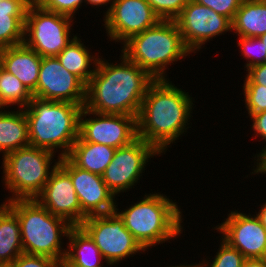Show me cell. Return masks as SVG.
<instances>
[{
    "label": "cell",
    "instance_id": "cell-19",
    "mask_svg": "<svg viewBox=\"0 0 266 267\" xmlns=\"http://www.w3.org/2000/svg\"><path fill=\"white\" fill-rule=\"evenodd\" d=\"M66 254L62 264L65 267H106L99 248L90 236L80 227L74 226L69 230Z\"/></svg>",
    "mask_w": 266,
    "mask_h": 267
},
{
    "label": "cell",
    "instance_id": "cell-36",
    "mask_svg": "<svg viewBox=\"0 0 266 267\" xmlns=\"http://www.w3.org/2000/svg\"><path fill=\"white\" fill-rule=\"evenodd\" d=\"M252 171L249 175H264L266 174V153L252 166Z\"/></svg>",
    "mask_w": 266,
    "mask_h": 267
},
{
    "label": "cell",
    "instance_id": "cell-37",
    "mask_svg": "<svg viewBox=\"0 0 266 267\" xmlns=\"http://www.w3.org/2000/svg\"><path fill=\"white\" fill-rule=\"evenodd\" d=\"M112 3H113V0H85V4L87 5H91L92 7H104V6H107L105 9H107V11H103L104 15H103V18L109 13L110 9H111V6H112ZM110 4V6H109ZM109 6V7H108Z\"/></svg>",
    "mask_w": 266,
    "mask_h": 267
},
{
    "label": "cell",
    "instance_id": "cell-33",
    "mask_svg": "<svg viewBox=\"0 0 266 267\" xmlns=\"http://www.w3.org/2000/svg\"><path fill=\"white\" fill-rule=\"evenodd\" d=\"M233 21L243 0H194Z\"/></svg>",
    "mask_w": 266,
    "mask_h": 267
},
{
    "label": "cell",
    "instance_id": "cell-38",
    "mask_svg": "<svg viewBox=\"0 0 266 267\" xmlns=\"http://www.w3.org/2000/svg\"><path fill=\"white\" fill-rule=\"evenodd\" d=\"M242 267H266V258L245 259Z\"/></svg>",
    "mask_w": 266,
    "mask_h": 267
},
{
    "label": "cell",
    "instance_id": "cell-30",
    "mask_svg": "<svg viewBox=\"0 0 266 267\" xmlns=\"http://www.w3.org/2000/svg\"><path fill=\"white\" fill-rule=\"evenodd\" d=\"M161 20H174L189 0H147Z\"/></svg>",
    "mask_w": 266,
    "mask_h": 267
},
{
    "label": "cell",
    "instance_id": "cell-1",
    "mask_svg": "<svg viewBox=\"0 0 266 267\" xmlns=\"http://www.w3.org/2000/svg\"><path fill=\"white\" fill-rule=\"evenodd\" d=\"M194 98L170 79L154 80L137 116V135L161 154L191 128ZM190 126V127H189Z\"/></svg>",
    "mask_w": 266,
    "mask_h": 267
},
{
    "label": "cell",
    "instance_id": "cell-39",
    "mask_svg": "<svg viewBox=\"0 0 266 267\" xmlns=\"http://www.w3.org/2000/svg\"><path fill=\"white\" fill-rule=\"evenodd\" d=\"M256 216L259 218L260 222L266 229V201L260 205V208H258V213L257 211L255 212Z\"/></svg>",
    "mask_w": 266,
    "mask_h": 267
},
{
    "label": "cell",
    "instance_id": "cell-9",
    "mask_svg": "<svg viewBox=\"0 0 266 267\" xmlns=\"http://www.w3.org/2000/svg\"><path fill=\"white\" fill-rule=\"evenodd\" d=\"M80 227L94 241L110 267L138 253H146L115 211L88 216Z\"/></svg>",
    "mask_w": 266,
    "mask_h": 267
},
{
    "label": "cell",
    "instance_id": "cell-32",
    "mask_svg": "<svg viewBox=\"0 0 266 267\" xmlns=\"http://www.w3.org/2000/svg\"><path fill=\"white\" fill-rule=\"evenodd\" d=\"M8 267H62V262L47 256L22 253Z\"/></svg>",
    "mask_w": 266,
    "mask_h": 267
},
{
    "label": "cell",
    "instance_id": "cell-8",
    "mask_svg": "<svg viewBox=\"0 0 266 267\" xmlns=\"http://www.w3.org/2000/svg\"><path fill=\"white\" fill-rule=\"evenodd\" d=\"M74 19L40 6H29L24 27V44L43 57H56L77 36L71 33ZM73 36H72V35Z\"/></svg>",
    "mask_w": 266,
    "mask_h": 267
},
{
    "label": "cell",
    "instance_id": "cell-43",
    "mask_svg": "<svg viewBox=\"0 0 266 267\" xmlns=\"http://www.w3.org/2000/svg\"><path fill=\"white\" fill-rule=\"evenodd\" d=\"M258 38L262 41V43H264V48H265V52H266V33L261 35Z\"/></svg>",
    "mask_w": 266,
    "mask_h": 267
},
{
    "label": "cell",
    "instance_id": "cell-23",
    "mask_svg": "<svg viewBox=\"0 0 266 267\" xmlns=\"http://www.w3.org/2000/svg\"><path fill=\"white\" fill-rule=\"evenodd\" d=\"M56 57L67 71L87 85L95 72L100 56L99 53L93 55L77 35Z\"/></svg>",
    "mask_w": 266,
    "mask_h": 267
},
{
    "label": "cell",
    "instance_id": "cell-25",
    "mask_svg": "<svg viewBox=\"0 0 266 267\" xmlns=\"http://www.w3.org/2000/svg\"><path fill=\"white\" fill-rule=\"evenodd\" d=\"M232 32L243 37L265 34L266 0H243L232 21Z\"/></svg>",
    "mask_w": 266,
    "mask_h": 267
},
{
    "label": "cell",
    "instance_id": "cell-22",
    "mask_svg": "<svg viewBox=\"0 0 266 267\" xmlns=\"http://www.w3.org/2000/svg\"><path fill=\"white\" fill-rule=\"evenodd\" d=\"M16 110V111H15ZM30 145L28 121L24 109H10L0 112V153L9 152Z\"/></svg>",
    "mask_w": 266,
    "mask_h": 267
},
{
    "label": "cell",
    "instance_id": "cell-42",
    "mask_svg": "<svg viewBox=\"0 0 266 267\" xmlns=\"http://www.w3.org/2000/svg\"><path fill=\"white\" fill-rule=\"evenodd\" d=\"M6 110H8V107L5 105V103L2 100L1 95H0V112L6 111Z\"/></svg>",
    "mask_w": 266,
    "mask_h": 267
},
{
    "label": "cell",
    "instance_id": "cell-3",
    "mask_svg": "<svg viewBox=\"0 0 266 267\" xmlns=\"http://www.w3.org/2000/svg\"><path fill=\"white\" fill-rule=\"evenodd\" d=\"M170 196L156 191L145 193L141 200L115 212L123 220L125 227L145 251L157 244L171 243L183 233V213L181 206L169 199ZM148 249V250H147Z\"/></svg>",
    "mask_w": 266,
    "mask_h": 267
},
{
    "label": "cell",
    "instance_id": "cell-10",
    "mask_svg": "<svg viewBox=\"0 0 266 267\" xmlns=\"http://www.w3.org/2000/svg\"><path fill=\"white\" fill-rule=\"evenodd\" d=\"M162 155L153 145L138 137L131 144L115 150L102 179L115 197H118L120 193H126L140 183L151 158Z\"/></svg>",
    "mask_w": 266,
    "mask_h": 267
},
{
    "label": "cell",
    "instance_id": "cell-20",
    "mask_svg": "<svg viewBox=\"0 0 266 267\" xmlns=\"http://www.w3.org/2000/svg\"><path fill=\"white\" fill-rule=\"evenodd\" d=\"M28 0L0 1V48L24 43V27Z\"/></svg>",
    "mask_w": 266,
    "mask_h": 267
},
{
    "label": "cell",
    "instance_id": "cell-24",
    "mask_svg": "<svg viewBox=\"0 0 266 267\" xmlns=\"http://www.w3.org/2000/svg\"><path fill=\"white\" fill-rule=\"evenodd\" d=\"M22 253L18 217L3 202L0 205V267H8Z\"/></svg>",
    "mask_w": 266,
    "mask_h": 267
},
{
    "label": "cell",
    "instance_id": "cell-26",
    "mask_svg": "<svg viewBox=\"0 0 266 267\" xmlns=\"http://www.w3.org/2000/svg\"><path fill=\"white\" fill-rule=\"evenodd\" d=\"M0 95L5 105L24 109L32 100V94L24 87L22 82L0 65Z\"/></svg>",
    "mask_w": 266,
    "mask_h": 267
},
{
    "label": "cell",
    "instance_id": "cell-7",
    "mask_svg": "<svg viewBox=\"0 0 266 267\" xmlns=\"http://www.w3.org/2000/svg\"><path fill=\"white\" fill-rule=\"evenodd\" d=\"M57 154L31 145L9 152L2 157V183L11 192L5 202L35 199L43 190L52 170L58 165Z\"/></svg>",
    "mask_w": 266,
    "mask_h": 267
},
{
    "label": "cell",
    "instance_id": "cell-14",
    "mask_svg": "<svg viewBox=\"0 0 266 267\" xmlns=\"http://www.w3.org/2000/svg\"><path fill=\"white\" fill-rule=\"evenodd\" d=\"M222 223L212 227L246 259L266 258V229L254 214L230 210ZM252 215V216H251Z\"/></svg>",
    "mask_w": 266,
    "mask_h": 267
},
{
    "label": "cell",
    "instance_id": "cell-18",
    "mask_svg": "<svg viewBox=\"0 0 266 267\" xmlns=\"http://www.w3.org/2000/svg\"><path fill=\"white\" fill-rule=\"evenodd\" d=\"M42 57L24 43L3 48L0 54V65L17 77L32 94L37 87Z\"/></svg>",
    "mask_w": 266,
    "mask_h": 267
},
{
    "label": "cell",
    "instance_id": "cell-2",
    "mask_svg": "<svg viewBox=\"0 0 266 267\" xmlns=\"http://www.w3.org/2000/svg\"><path fill=\"white\" fill-rule=\"evenodd\" d=\"M121 61L99 57L95 72L86 85L84 107L100 114L138 116L147 89L154 79L122 52Z\"/></svg>",
    "mask_w": 266,
    "mask_h": 267
},
{
    "label": "cell",
    "instance_id": "cell-40",
    "mask_svg": "<svg viewBox=\"0 0 266 267\" xmlns=\"http://www.w3.org/2000/svg\"><path fill=\"white\" fill-rule=\"evenodd\" d=\"M167 267H203V264H202V262H200V263H195V264H193V263H191V264H185V263H183V264H179V265H171V266H167Z\"/></svg>",
    "mask_w": 266,
    "mask_h": 267
},
{
    "label": "cell",
    "instance_id": "cell-34",
    "mask_svg": "<svg viewBox=\"0 0 266 267\" xmlns=\"http://www.w3.org/2000/svg\"><path fill=\"white\" fill-rule=\"evenodd\" d=\"M250 118L251 122H253L250 126L254 131V138L257 136V138H261L260 141L263 140L266 142V111L253 114ZM260 151V153L258 152L257 154L253 155L254 159L252 160L255 163L266 153V144Z\"/></svg>",
    "mask_w": 266,
    "mask_h": 267
},
{
    "label": "cell",
    "instance_id": "cell-41",
    "mask_svg": "<svg viewBox=\"0 0 266 267\" xmlns=\"http://www.w3.org/2000/svg\"><path fill=\"white\" fill-rule=\"evenodd\" d=\"M45 0H28L29 6H40Z\"/></svg>",
    "mask_w": 266,
    "mask_h": 267
},
{
    "label": "cell",
    "instance_id": "cell-15",
    "mask_svg": "<svg viewBox=\"0 0 266 267\" xmlns=\"http://www.w3.org/2000/svg\"><path fill=\"white\" fill-rule=\"evenodd\" d=\"M58 164L72 180L81 206V223L88 216L114 212L118 199L108 189L102 175L76 167L67 157L60 158Z\"/></svg>",
    "mask_w": 266,
    "mask_h": 267
},
{
    "label": "cell",
    "instance_id": "cell-29",
    "mask_svg": "<svg viewBox=\"0 0 266 267\" xmlns=\"http://www.w3.org/2000/svg\"><path fill=\"white\" fill-rule=\"evenodd\" d=\"M245 108L248 118L253 114L266 111V87L258 84H242Z\"/></svg>",
    "mask_w": 266,
    "mask_h": 267
},
{
    "label": "cell",
    "instance_id": "cell-12",
    "mask_svg": "<svg viewBox=\"0 0 266 267\" xmlns=\"http://www.w3.org/2000/svg\"><path fill=\"white\" fill-rule=\"evenodd\" d=\"M79 137L83 141L104 144L115 149L127 146L138 138L137 117L100 114L83 107L79 117Z\"/></svg>",
    "mask_w": 266,
    "mask_h": 267
},
{
    "label": "cell",
    "instance_id": "cell-6",
    "mask_svg": "<svg viewBox=\"0 0 266 267\" xmlns=\"http://www.w3.org/2000/svg\"><path fill=\"white\" fill-rule=\"evenodd\" d=\"M4 203L18 217L23 252L63 262L66 254L63 238L67 239L73 226L51 214L36 199H16Z\"/></svg>",
    "mask_w": 266,
    "mask_h": 267
},
{
    "label": "cell",
    "instance_id": "cell-31",
    "mask_svg": "<svg viewBox=\"0 0 266 267\" xmlns=\"http://www.w3.org/2000/svg\"><path fill=\"white\" fill-rule=\"evenodd\" d=\"M83 3L85 4V0H45L40 7L47 11L69 16L75 20V14H79L78 9L82 7Z\"/></svg>",
    "mask_w": 266,
    "mask_h": 267
},
{
    "label": "cell",
    "instance_id": "cell-17",
    "mask_svg": "<svg viewBox=\"0 0 266 267\" xmlns=\"http://www.w3.org/2000/svg\"><path fill=\"white\" fill-rule=\"evenodd\" d=\"M51 214L70 225H81V206L70 175L58 164L51 172L42 192L35 198Z\"/></svg>",
    "mask_w": 266,
    "mask_h": 267
},
{
    "label": "cell",
    "instance_id": "cell-21",
    "mask_svg": "<svg viewBox=\"0 0 266 267\" xmlns=\"http://www.w3.org/2000/svg\"><path fill=\"white\" fill-rule=\"evenodd\" d=\"M115 150L113 147L83 141L78 137L66 157L76 167L102 175L111 163Z\"/></svg>",
    "mask_w": 266,
    "mask_h": 267
},
{
    "label": "cell",
    "instance_id": "cell-35",
    "mask_svg": "<svg viewBox=\"0 0 266 267\" xmlns=\"http://www.w3.org/2000/svg\"><path fill=\"white\" fill-rule=\"evenodd\" d=\"M246 72L243 84H258L266 87V62L255 65Z\"/></svg>",
    "mask_w": 266,
    "mask_h": 267
},
{
    "label": "cell",
    "instance_id": "cell-4",
    "mask_svg": "<svg viewBox=\"0 0 266 267\" xmlns=\"http://www.w3.org/2000/svg\"><path fill=\"white\" fill-rule=\"evenodd\" d=\"M83 107L33 97L24 108L30 145L53 153L59 151L58 158L66 157L79 137V117Z\"/></svg>",
    "mask_w": 266,
    "mask_h": 267
},
{
    "label": "cell",
    "instance_id": "cell-13",
    "mask_svg": "<svg viewBox=\"0 0 266 267\" xmlns=\"http://www.w3.org/2000/svg\"><path fill=\"white\" fill-rule=\"evenodd\" d=\"M160 20L147 0H113L109 13L103 18V25L108 39L123 45Z\"/></svg>",
    "mask_w": 266,
    "mask_h": 267
},
{
    "label": "cell",
    "instance_id": "cell-28",
    "mask_svg": "<svg viewBox=\"0 0 266 267\" xmlns=\"http://www.w3.org/2000/svg\"><path fill=\"white\" fill-rule=\"evenodd\" d=\"M239 41L237 47L239 46L241 55L246 59L244 63V70L263 64L266 62V52L264 48V43L258 37H243L238 36Z\"/></svg>",
    "mask_w": 266,
    "mask_h": 267
},
{
    "label": "cell",
    "instance_id": "cell-16",
    "mask_svg": "<svg viewBox=\"0 0 266 267\" xmlns=\"http://www.w3.org/2000/svg\"><path fill=\"white\" fill-rule=\"evenodd\" d=\"M32 96L42 100L84 105L86 85L76 75L67 71L57 57H43L37 87Z\"/></svg>",
    "mask_w": 266,
    "mask_h": 267
},
{
    "label": "cell",
    "instance_id": "cell-5",
    "mask_svg": "<svg viewBox=\"0 0 266 267\" xmlns=\"http://www.w3.org/2000/svg\"><path fill=\"white\" fill-rule=\"evenodd\" d=\"M121 52L145 70L154 80L167 78V69L174 62L192 53L185 45L174 20H160L154 27L132 36Z\"/></svg>",
    "mask_w": 266,
    "mask_h": 267
},
{
    "label": "cell",
    "instance_id": "cell-27",
    "mask_svg": "<svg viewBox=\"0 0 266 267\" xmlns=\"http://www.w3.org/2000/svg\"><path fill=\"white\" fill-rule=\"evenodd\" d=\"M219 241L220 245L216 254L212 257L213 260L209 258L208 261L210 262H208L206 259H202L203 267H242L246 259L243 254L222 238Z\"/></svg>",
    "mask_w": 266,
    "mask_h": 267
},
{
    "label": "cell",
    "instance_id": "cell-11",
    "mask_svg": "<svg viewBox=\"0 0 266 267\" xmlns=\"http://www.w3.org/2000/svg\"><path fill=\"white\" fill-rule=\"evenodd\" d=\"M174 21L185 45L193 54L204 49V45L213 38L232 32V21L229 18L194 0L188 1Z\"/></svg>",
    "mask_w": 266,
    "mask_h": 267
}]
</instances>
